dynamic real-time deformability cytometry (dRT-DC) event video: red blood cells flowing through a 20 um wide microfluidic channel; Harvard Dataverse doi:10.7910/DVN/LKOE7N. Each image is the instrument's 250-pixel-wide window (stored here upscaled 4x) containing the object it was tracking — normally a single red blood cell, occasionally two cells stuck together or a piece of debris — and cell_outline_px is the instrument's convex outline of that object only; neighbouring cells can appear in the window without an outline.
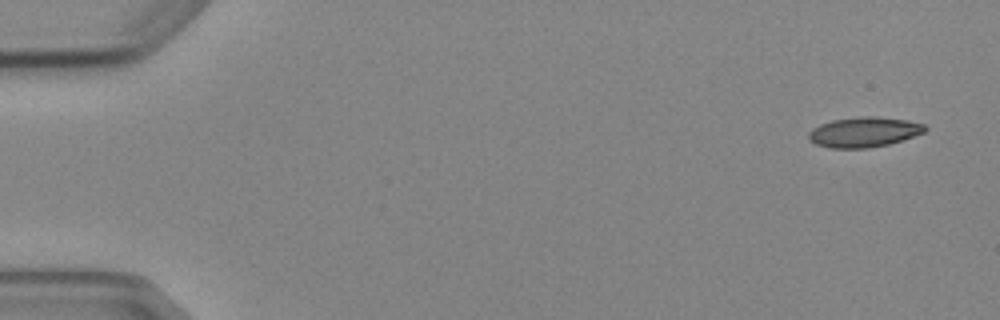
{"species": "Egyptian fruit bat (a non-hibernating species)", "species_latin": "Rousettus aegyptiacus", "temperature_condition": "cold", "stored_images_in_passage": 4, "camera_frame_rate_fps": 3000, "um_per_image_px": 0.085, "animal": {"sex": "female"}, "frame": {"image": 1, "passage_image": 1, "time_ms": 0.0, "image_size_px": [1000, 320], "cell_outline_px": [[928, 128], [924, 132], [888, 144], [868, 148], [828, 148], [816, 144], [808, 140], [808, 132], [812, 128], [820, 124], [832, 120], [860, 116], [876, 116], [908, 120], [924, 124]], "centroid_in_image_um": [73.4, 11.22], "position_along_channel_um": 11.6, "area_um2": 20.46}}
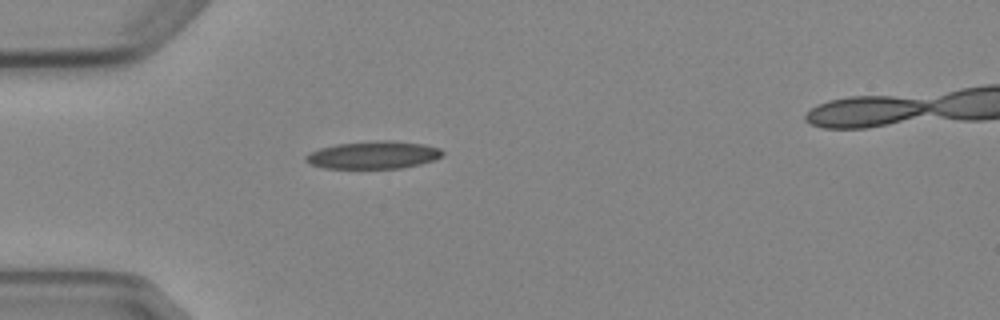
{"frame": {"image": 2, "passage_image": 4, "time_ms": 4.333, "image_size_px": [1000, 320], "cell_outline_px": [[444, 156], [420, 164], [400, 168], [324, 168], [312, 164], [304, 160], [304, 156], [320, 148], [336, 144], [380, 140], [392, 140], [424, 144], [440, 148], [444, 152]], "centroid_in_image_um": [31.77, 13.16], "position_along_channel_um": 53.2, "area_um2": 21.96}}